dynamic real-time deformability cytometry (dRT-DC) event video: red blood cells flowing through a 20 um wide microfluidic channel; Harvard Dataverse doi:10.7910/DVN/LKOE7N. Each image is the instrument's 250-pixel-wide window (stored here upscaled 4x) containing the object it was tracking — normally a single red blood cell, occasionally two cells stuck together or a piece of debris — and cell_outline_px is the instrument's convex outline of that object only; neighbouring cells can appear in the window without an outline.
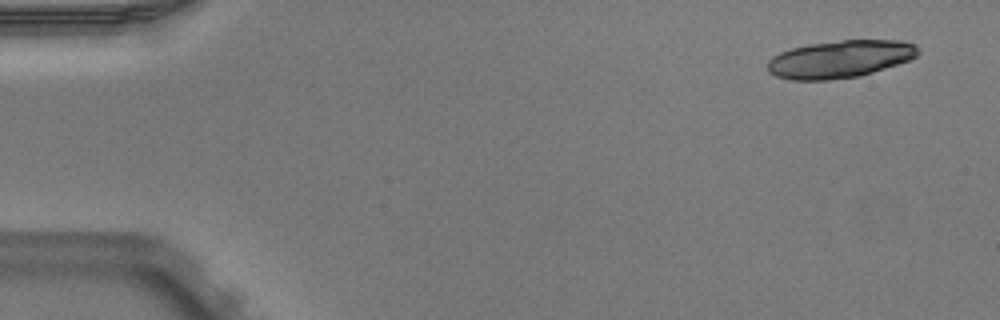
{"species": "Egyptian fruit bat (a non-hibernating species)", "species_latin": "Rousettus aegyptiacus", "temperature_condition": "warm", "stored_images_in_passage": 4, "camera_frame_rate_fps": 3000, "um_per_image_px": 0.085, "animal": {"sex": "male"}, "frame": {"image": 1, "passage_image": 1, "time_ms": 0.0, "image_size_px": [1000, 320], "cell_outline_px": [[920, 52], [916, 56], [908, 60], [860, 76], [828, 80], [792, 80], [776, 76], [768, 72], [768, 60], [772, 56], [780, 52], [792, 48], [808, 44], [844, 40], [900, 40], [916, 44], [920, 48]], "centroid_in_image_um": [71.39, 5.02], "position_along_channel_um": 13.6, "area_um2": 32.89}}